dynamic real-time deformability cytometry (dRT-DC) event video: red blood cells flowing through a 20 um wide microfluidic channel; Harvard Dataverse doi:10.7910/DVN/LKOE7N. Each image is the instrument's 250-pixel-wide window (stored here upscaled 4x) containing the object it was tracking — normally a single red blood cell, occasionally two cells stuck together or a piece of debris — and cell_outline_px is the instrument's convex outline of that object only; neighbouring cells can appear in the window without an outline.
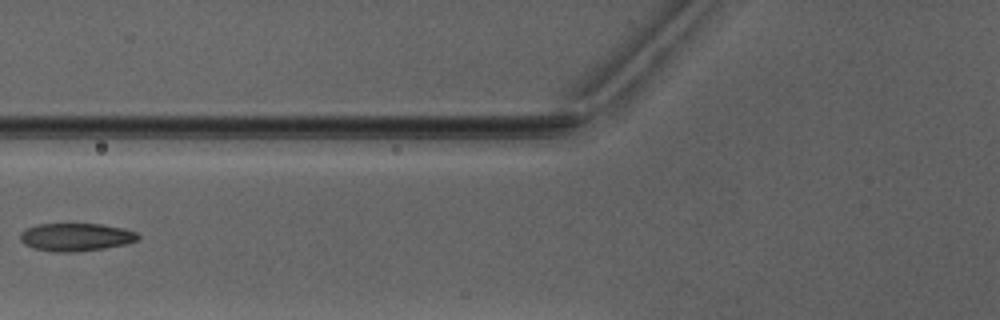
{"species": "Egyptian fruit bat (a non-hibernating species)", "species_latin": "Rousettus aegyptiacus", "temperature_condition": "warm", "stored_images_in_passage": 3, "camera_frame_rate_fps": 3000, "um_per_image_px": 0.085, "animal": {"sex": "male"}, "frame": {"image": 1, "passage_image": 3, "time_ms": 2.333, "image_size_px": [1000, 320], "cell_outline_px": [[140, 236], [136, 240], [124, 244], [104, 248], [76, 252], [60, 252], [36, 248], [24, 244], [20, 240], [20, 232], [28, 228], [40, 224], [100, 224], [124, 228], [136, 232]], "centroid_in_image_um": [6.46, 20.14], "position_along_channel_um": 119.3, "area_um2": 18.9}}